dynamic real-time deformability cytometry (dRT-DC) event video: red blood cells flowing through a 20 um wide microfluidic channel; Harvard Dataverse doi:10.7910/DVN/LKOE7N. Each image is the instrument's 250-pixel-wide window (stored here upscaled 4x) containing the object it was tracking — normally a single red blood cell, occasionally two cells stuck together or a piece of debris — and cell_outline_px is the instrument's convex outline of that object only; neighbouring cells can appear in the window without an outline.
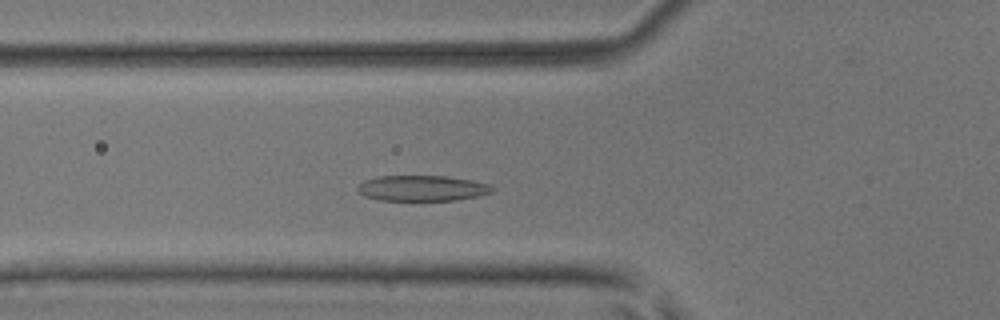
{"species": "common noctule bat (a hibernating species)", "species_latin": "Nyctalus noctula", "temperature_condition": "room temperature", "stored_images_in_passage": 39, "camera_frame_rate_fps": 3000, "um_per_image_px": 0.085, "animal": {"sex": "male", "body_mass_g": 17.9, "forearm_length_mm": 54.2}, "frame": {"image": 1, "passage_image": 5, "time_ms": 1.333, "image_size_px": [1000, 320], "cell_outline_px": [[496, 188], [492, 192], [476, 196], [456, 200], [380, 200], [364, 196], [356, 188], [364, 180], [380, 176], [448, 176], [472, 180], [492, 184]], "centroid_in_image_um": [35.92, 15.99], "position_along_channel_um": 89.9, "area_um2": 20.11}}
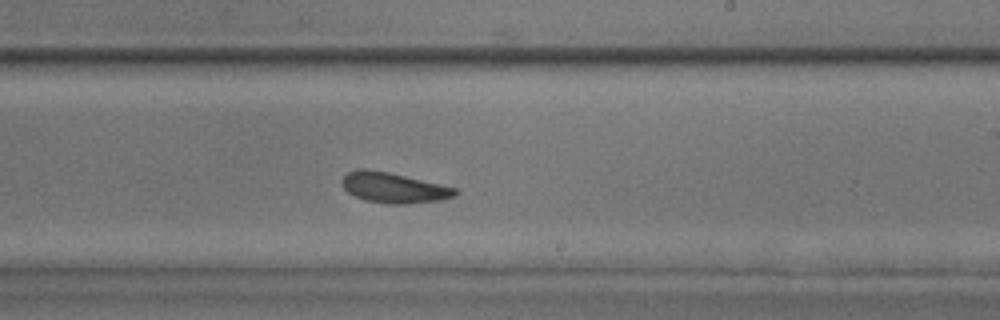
{"frame": {"image": 2, "passage_image": 18, "time_ms": 5.667, "image_size_px": [1000, 320], "cell_outline_px": [[460, 192], [456, 196], [440, 200], [408, 204], [388, 204], [364, 200], [348, 192], [340, 184], [340, 180], [348, 172], [360, 168], [364, 168], [388, 172], [440, 184], [456, 188]], "centroid_in_image_um": [33.46, 15.96], "position_along_channel_um": 255.5, "area_um2": 20.11}}
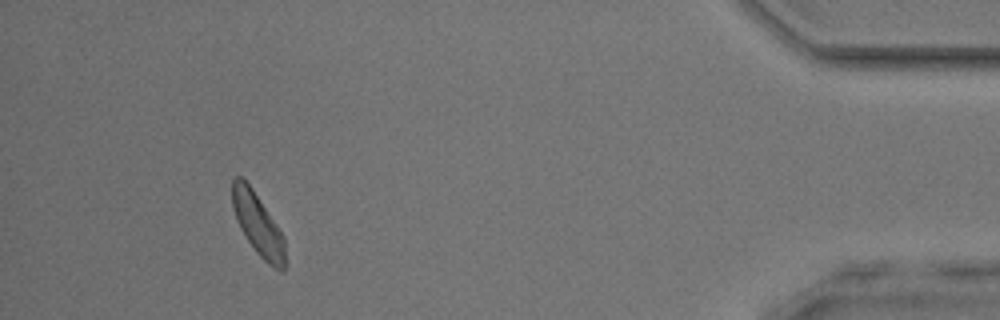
{"frame": {"image": 3, "passage_image": 35, "time_ms": 11.333, "image_size_px": [1000, 320], "cell_outline_px": [[284, 268], [280, 272], [268, 264], [256, 252], [240, 228], [236, 220], [232, 208], [232, 180], [236, 176], [240, 176], [252, 188], [284, 236]], "centroid_in_image_um": [21.9, 19.06], "position_along_channel_um": 413.3, "area_um2": 18.79}, "authors_computed_cell_mechanics": {"area_um2": 19.7098, "velocity_mm_per_s": 3.8388, "shape_relaxation_time_tau1_ms": 3.8635, "shape_relaxation_time_tau2_ms": 1.9817, "deformation_change_tau1": 0.1202, "deformation_change_tau2": 0.1016}}